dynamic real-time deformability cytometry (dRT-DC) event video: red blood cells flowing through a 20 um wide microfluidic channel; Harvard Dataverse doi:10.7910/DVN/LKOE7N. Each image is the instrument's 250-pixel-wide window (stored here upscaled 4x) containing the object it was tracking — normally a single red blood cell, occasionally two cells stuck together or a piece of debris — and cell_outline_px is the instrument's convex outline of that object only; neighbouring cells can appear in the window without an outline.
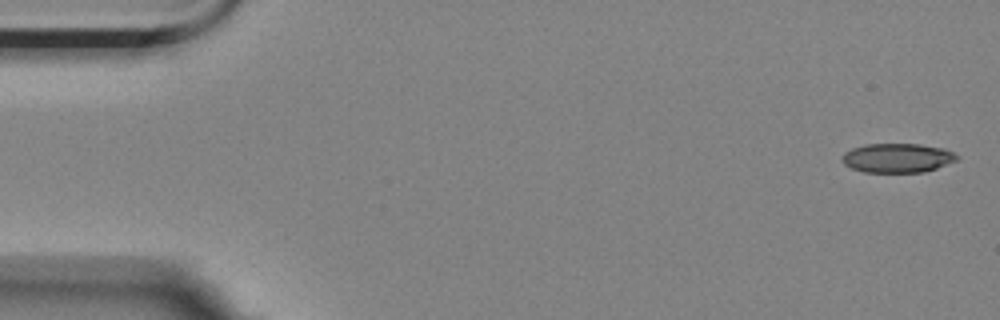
{"species": "Egyptian fruit bat (a non-hibernating species)", "species_latin": "Rousettus aegyptiacus", "temperature_condition": "room temperature", "stored_images_in_passage": 5, "camera_frame_rate_fps": 3000, "um_per_image_px": 0.085, "animal": {"sex": "female"}, "frame": {"image": 1, "passage_image": 1, "time_ms": 0.0, "image_size_px": [1000, 320], "cell_outline_px": [[960, 156], [956, 160], [936, 168], [924, 172], [864, 172], [852, 168], [844, 164], [840, 160], [844, 152], [852, 148], [864, 144], [920, 144], [944, 148]], "centroid_in_image_um": [76.25, 13.42], "position_along_channel_um": 8.7, "area_um2": 19.59}}
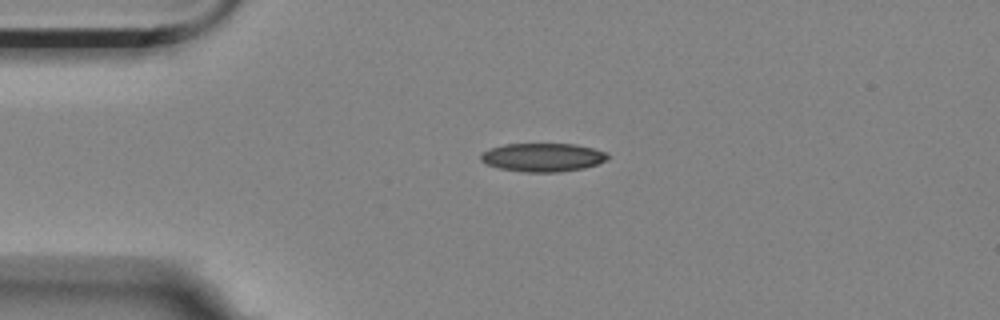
{"frame": {"image": 2, "passage_image": 4, "time_ms": 1.0, "image_size_px": [1000, 320], "cell_outline_px": [[608, 156], [604, 160], [596, 164], [584, 168], [560, 172], [524, 172], [500, 168], [484, 164], [480, 160], [480, 152], [504, 144], [576, 144], [608, 152]], "centroid_in_image_um": [46.09, 13.37], "position_along_channel_um": 38.9, "area_um2": 21.1}}